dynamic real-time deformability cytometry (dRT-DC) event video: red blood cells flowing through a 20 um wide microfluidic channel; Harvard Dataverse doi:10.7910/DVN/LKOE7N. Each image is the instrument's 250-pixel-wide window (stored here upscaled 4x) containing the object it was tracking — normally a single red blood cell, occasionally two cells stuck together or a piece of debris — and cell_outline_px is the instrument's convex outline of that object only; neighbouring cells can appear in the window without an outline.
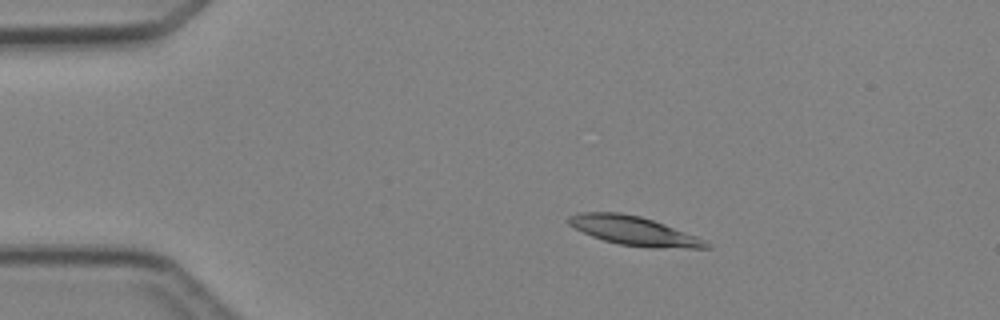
{"species": "Egyptian fruit bat (a non-hibernating species)", "species_latin": "Rousettus aegyptiacus", "temperature_condition": "cold", "stored_images_in_passage": 3, "camera_frame_rate_fps": 3000, "um_per_image_px": 0.085, "animal": {"sex": "female"}, "frame": {"image": 1, "passage_image": 1, "time_ms": 0.0, "image_size_px": [1000, 320], "cell_outline_px": [[712, 248], [652, 248], [620, 244], [604, 240], [592, 236], [568, 224], [568, 216], [580, 212], [620, 212], [640, 216], [664, 224], [696, 236], [712, 244]], "centroid_in_image_um": [53.9, 19.62], "position_along_channel_um": 31.1, "area_um2": 23.06}}
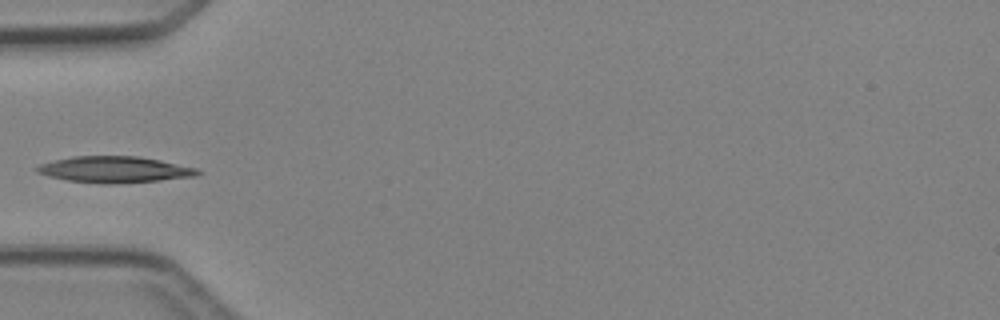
{"frame": {"image": 2, "passage_image": 3, "time_ms": 2.333, "image_size_px": [1000, 320], "cell_outline_px": [[200, 172], [196, 176], [160, 180], [112, 184], [68, 180], [48, 176], [36, 172], [36, 168], [40, 164], [72, 156], [140, 156], [160, 160], [196, 168]], "centroid_in_image_um": [9.73, 14.4], "position_along_channel_um": 75.3, "area_um2": 24.28}}